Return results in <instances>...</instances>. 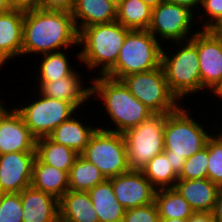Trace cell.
I'll return each instance as SVG.
<instances>
[{
	"mask_svg": "<svg viewBox=\"0 0 222 222\" xmlns=\"http://www.w3.org/2000/svg\"><path fill=\"white\" fill-rule=\"evenodd\" d=\"M78 36L70 12L38 8L25 10L21 56L78 48Z\"/></svg>",
	"mask_w": 222,
	"mask_h": 222,
	"instance_id": "1",
	"label": "cell"
},
{
	"mask_svg": "<svg viewBox=\"0 0 222 222\" xmlns=\"http://www.w3.org/2000/svg\"><path fill=\"white\" fill-rule=\"evenodd\" d=\"M93 78L90 79L92 84L91 98L94 100L97 97L101 101L106 111L104 114H107L111 119L110 125L107 124L110 126L109 128L106 124L102 128L100 124L98 128L124 133L154 115L147 106L130 93L129 88L122 80L113 79L106 75H98Z\"/></svg>",
	"mask_w": 222,
	"mask_h": 222,
	"instance_id": "2",
	"label": "cell"
},
{
	"mask_svg": "<svg viewBox=\"0 0 222 222\" xmlns=\"http://www.w3.org/2000/svg\"><path fill=\"white\" fill-rule=\"evenodd\" d=\"M183 104L176 111L165 114L164 153L177 176L180 175L186 159L204 148L213 134L212 130H217L213 127L209 128V132L203 123L192 116L189 106L185 108Z\"/></svg>",
	"mask_w": 222,
	"mask_h": 222,
	"instance_id": "3",
	"label": "cell"
},
{
	"mask_svg": "<svg viewBox=\"0 0 222 222\" xmlns=\"http://www.w3.org/2000/svg\"><path fill=\"white\" fill-rule=\"evenodd\" d=\"M130 30L117 21L83 28L79 32L77 58L88 71L105 75L118 59L126 34ZM81 47V48H80ZM100 68V69H99Z\"/></svg>",
	"mask_w": 222,
	"mask_h": 222,
	"instance_id": "4",
	"label": "cell"
},
{
	"mask_svg": "<svg viewBox=\"0 0 222 222\" xmlns=\"http://www.w3.org/2000/svg\"><path fill=\"white\" fill-rule=\"evenodd\" d=\"M174 43L178 49L174 47L173 52L163 45L161 66L170 91L181 101L202 92L199 57L197 47L190 40Z\"/></svg>",
	"mask_w": 222,
	"mask_h": 222,
	"instance_id": "5",
	"label": "cell"
},
{
	"mask_svg": "<svg viewBox=\"0 0 222 222\" xmlns=\"http://www.w3.org/2000/svg\"><path fill=\"white\" fill-rule=\"evenodd\" d=\"M162 46L148 30H130L116 64L105 75L122 80L127 75L160 67Z\"/></svg>",
	"mask_w": 222,
	"mask_h": 222,
	"instance_id": "6",
	"label": "cell"
},
{
	"mask_svg": "<svg viewBox=\"0 0 222 222\" xmlns=\"http://www.w3.org/2000/svg\"><path fill=\"white\" fill-rule=\"evenodd\" d=\"M80 155L97 166L106 179L131 170L123 133L97 128Z\"/></svg>",
	"mask_w": 222,
	"mask_h": 222,
	"instance_id": "7",
	"label": "cell"
},
{
	"mask_svg": "<svg viewBox=\"0 0 222 222\" xmlns=\"http://www.w3.org/2000/svg\"><path fill=\"white\" fill-rule=\"evenodd\" d=\"M122 81L130 93L154 114H169L182 105L170 91L162 66L127 75Z\"/></svg>",
	"mask_w": 222,
	"mask_h": 222,
	"instance_id": "8",
	"label": "cell"
},
{
	"mask_svg": "<svg viewBox=\"0 0 222 222\" xmlns=\"http://www.w3.org/2000/svg\"><path fill=\"white\" fill-rule=\"evenodd\" d=\"M165 114H154L123 133L131 170L141 171L147 163L164 152Z\"/></svg>",
	"mask_w": 222,
	"mask_h": 222,
	"instance_id": "9",
	"label": "cell"
},
{
	"mask_svg": "<svg viewBox=\"0 0 222 222\" xmlns=\"http://www.w3.org/2000/svg\"><path fill=\"white\" fill-rule=\"evenodd\" d=\"M34 94L33 100L26 104H16V110L22 116L25 125L36 138L48 137L61 123L78 114L79 110L72 104L63 100ZM77 112V113H76Z\"/></svg>",
	"mask_w": 222,
	"mask_h": 222,
	"instance_id": "10",
	"label": "cell"
},
{
	"mask_svg": "<svg viewBox=\"0 0 222 222\" xmlns=\"http://www.w3.org/2000/svg\"><path fill=\"white\" fill-rule=\"evenodd\" d=\"M194 14L187 7L164 1L152 9L151 22L147 30L162 44L167 41H187L199 31L197 27H192L197 24Z\"/></svg>",
	"mask_w": 222,
	"mask_h": 222,
	"instance_id": "11",
	"label": "cell"
},
{
	"mask_svg": "<svg viewBox=\"0 0 222 222\" xmlns=\"http://www.w3.org/2000/svg\"><path fill=\"white\" fill-rule=\"evenodd\" d=\"M189 40L197 47L202 90L211 93L222 82V39L199 30Z\"/></svg>",
	"mask_w": 222,
	"mask_h": 222,
	"instance_id": "12",
	"label": "cell"
},
{
	"mask_svg": "<svg viewBox=\"0 0 222 222\" xmlns=\"http://www.w3.org/2000/svg\"><path fill=\"white\" fill-rule=\"evenodd\" d=\"M7 105L0 109V155L10 152H36V138L20 113Z\"/></svg>",
	"mask_w": 222,
	"mask_h": 222,
	"instance_id": "13",
	"label": "cell"
},
{
	"mask_svg": "<svg viewBox=\"0 0 222 222\" xmlns=\"http://www.w3.org/2000/svg\"><path fill=\"white\" fill-rule=\"evenodd\" d=\"M110 180L116 199L126 210L154 203L157 189L142 171L130 170Z\"/></svg>",
	"mask_w": 222,
	"mask_h": 222,
	"instance_id": "14",
	"label": "cell"
},
{
	"mask_svg": "<svg viewBox=\"0 0 222 222\" xmlns=\"http://www.w3.org/2000/svg\"><path fill=\"white\" fill-rule=\"evenodd\" d=\"M36 152L0 155V193H20L31 186Z\"/></svg>",
	"mask_w": 222,
	"mask_h": 222,
	"instance_id": "15",
	"label": "cell"
},
{
	"mask_svg": "<svg viewBox=\"0 0 222 222\" xmlns=\"http://www.w3.org/2000/svg\"><path fill=\"white\" fill-rule=\"evenodd\" d=\"M79 71L75 70L70 76L54 81H36V89L40 94L63 100L74 105L78 110L91 99V86L84 87L85 82L81 78Z\"/></svg>",
	"mask_w": 222,
	"mask_h": 222,
	"instance_id": "16",
	"label": "cell"
},
{
	"mask_svg": "<svg viewBox=\"0 0 222 222\" xmlns=\"http://www.w3.org/2000/svg\"><path fill=\"white\" fill-rule=\"evenodd\" d=\"M24 10L11 8L0 13V68L21 57Z\"/></svg>",
	"mask_w": 222,
	"mask_h": 222,
	"instance_id": "17",
	"label": "cell"
},
{
	"mask_svg": "<svg viewBox=\"0 0 222 222\" xmlns=\"http://www.w3.org/2000/svg\"><path fill=\"white\" fill-rule=\"evenodd\" d=\"M23 222H59V200L29 186L20 192Z\"/></svg>",
	"mask_w": 222,
	"mask_h": 222,
	"instance_id": "18",
	"label": "cell"
},
{
	"mask_svg": "<svg viewBox=\"0 0 222 222\" xmlns=\"http://www.w3.org/2000/svg\"><path fill=\"white\" fill-rule=\"evenodd\" d=\"M71 15L79 33L86 27L116 21L117 6L111 0H75Z\"/></svg>",
	"mask_w": 222,
	"mask_h": 222,
	"instance_id": "19",
	"label": "cell"
},
{
	"mask_svg": "<svg viewBox=\"0 0 222 222\" xmlns=\"http://www.w3.org/2000/svg\"><path fill=\"white\" fill-rule=\"evenodd\" d=\"M174 188L195 212L212 213L219 186L210 179H178Z\"/></svg>",
	"mask_w": 222,
	"mask_h": 222,
	"instance_id": "20",
	"label": "cell"
},
{
	"mask_svg": "<svg viewBox=\"0 0 222 222\" xmlns=\"http://www.w3.org/2000/svg\"><path fill=\"white\" fill-rule=\"evenodd\" d=\"M81 121L76 115H73L56 127L48 137L58 144L68 146L80 155L88 144L91 135L99 127L97 124L95 127V125Z\"/></svg>",
	"mask_w": 222,
	"mask_h": 222,
	"instance_id": "21",
	"label": "cell"
},
{
	"mask_svg": "<svg viewBox=\"0 0 222 222\" xmlns=\"http://www.w3.org/2000/svg\"><path fill=\"white\" fill-rule=\"evenodd\" d=\"M60 222H100L88 192L67 191L59 199Z\"/></svg>",
	"mask_w": 222,
	"mask_h": 222,
	"instance_id": "22",
	"label": "cell"
},
{
	"mask_svg": "<svg viewBox=\"0 0 222 222\" xmlns=\"http://www.w3.org/2000/svg\"><path fill=\"white\" fill-rule=\"evenodd\" d=\"M31 186L58 200L69 190L68 172L43 163L37 156L33 163Z\"/></svg>",
	"mask_w": 222,
	"mask_h": 222,
	"instance_id": "23",
	"label": "cell"
},
{
	"mask_svg": "<svg viewBox=\"0 0 222 222\" xmlns=\"http://www.w3.org/2000/svg\"><path fill=\"white\" fill-rule=\"evenodd\" d=\"M100 222H122L126 209L116 199L110 179L88 191Z\"/></svg>",
	"mask_w": 222,
	"mask_h": 222,
	"instance_id": "24",
	"label": "cell"
},
{
	"mask_svg": "<svg viewBox=\"0 0 222 222\" xmlns=\"http://www.w3.org/2000/svg\"><path fill=\"white\" fill-rule=\"evenodd\" d=\"M36 156L45 164L69 173L79 154L49 137L36 140Z\"/></svg>",
	"mask_w": 222,
	"mask_h": 222,
	"instance_id": "25",
	"label": "cell"
},
{
	"mask_svg": "<svg viewBox=\"0 0 222 222\" xmlns=\"http://www.w3.org/2000/svg\"><path fill=\"white\" fill-rule=\"evenodd\" d=\"M154 202L160 219L187 220L195 213L175 188L157 189Z\"/></svg>",
	"mask_w": 222,
	"mask_h": 222,
	"instance_id": "26",
	"label": "cell"
},
{
	"mask_svg": "<svg viewBox=\"0 0 222 222\" xmlns=\"http://www.w3.org/2000/svg\"><path fill=\"white\" fill-rule=\"evenodd\" d=\"M151 16L152 8L142 0H123L117 6L116 21L129 30H147Z\"/></svg>",
	"mask_w": 222,
	"mask_h": 222,
	"instance_id": "27",
	"label": "cell"
},
{
	"mask_svg": "<svg viewBox=\"0 0 222 222\" xmlns=\"http://www.w3.org/2000/svg\"><path fill=\"white\" fill-rule=\"evenodd\" d=\"M69 191L88 192L106 180L97 166L79 155L68 173Z\"/></svg>",
	"mask_w": 222,
	"mask_h": 222,
	"instance_id": "28",
	"label": "cell"
},
{
	"mask_svg": "<svg viewBox=\"0 0 222 222\" xmlns=\"http://www.w3.org/2000/svg\"><path fill=\"white\" fill-rule=\"evenodd\" d=\"M68 50L65 49L58 52H52L40 55L41 59L39 68L37 69V76L35 81H54L63 77L70 76L76 69L73 68L70 58L68 55ZM72 66V67H71Z\"/></svg>",
	"mask_w": 222,
	"mask_h": 222,
	"instance_id": "29",
	"label": "cell"
},
{
	"mask_svg": "<svg viewBox=\"0 0 222 222\" xmlns=\"http://www.w3.org/2000/svg\"><path fill=\"white\" fill-rule=\"evenodd\" d=\"M141 171L156 189L174 188L178 180L164 152L155 155Z\"/></svg>",
	"mask_w": 222,
	"mask_h": 222,
	"instance_id": "30",
	"label": "cell"
},
{
	"mask_svg": "<svg viewBox=\"0 0 222 222\" xmlns=\"http://www.w3.org/2000/svg\"><path fill=\"white\" fill-rule=\"evenodd\" d=\"M218 133V134H217ZM208 179L219 187L222 186V128L208 138Z\"/></svg>",
	"mask_w": 222,
	"mask_h": 222,
	"instance_id": "31",
	"label": "cell"
},
{
	"mask_svg": "<svg viewBox=\"0 0 222 222\" xmlns=\"http://www.w3.org/2000/svg\"><path fill=\"white\" fill-rule=\"evenodd\" d=\"M208 147L186 159L178 179L196 180L208 178Z\"/></svg>",
	"mask_w": 222,
	"mask_h": 222,
	"instance_id": "32",
	"label": "cell"
},
{
	"mask_svg": "<svg viewBox=\"0 0 222 222\" xmlns=\"http://www.w3.org/2000/svg\"><path fill=\"white\" fill-rule=\"evenodd\" d=\"M20 193H0V222H23Z\"/></svg>",
	"mask_w": 222,
	"mask_h": 222,
	"instance_id": "33",
	"label": "cell"
},
{
	"mask_svg": "<svg viewBox=\"0 0 222 222\" xmlns=\"http://www.w3.org/2000/svg\"><path fill=\"white\" fill-rule=\"evenodd\" d=\"M200 7V10H202H199L200 14L198 17L197 14H195V17L199 18V20L196 21L200 26V30H208L218 19L222 17V0H201Z\"/></svg>",
	"mask_w": 222,
	"mask_h": 222,
	"instance_id": "34",
	"label": "cell"
},
{
	"mask_svg": "<svg viewBox=\"0 0 222 222\" xmlns=\"http://www.w3.org/2000/svg\"><path fill=\"white\" fill-rule=\"evenodd\" d=\"M157 206L154 203L130 208L125 211L122 222H159Z\"/></svg>",
	"mask_w": 222,
	"mask_h": 222,
	"instance_id": "35",
	"label": "cell"
},
{
	"mask_svg": "<svg viewBox=\"0 0 222 222\" xmlns=\"http://www.w3.org/2000/svg\"><path fill=\"white\" fill-rule=\"evenodd\" d=\"M75 0H38V9L72 12Z\"/></svg>",
	"mask_w": 222,
	"mask_h": 222,
	"instance_id": "36",
	"label": "cell"
},
{
	"mask_svg": "<svg viewBox=\"0 0 222 222\" xmlns=\"http://www.w3.org/2000/svg\"><path fill=\"white\" fill-rule=\"evenodd\" d=\"M12 8L29 10L38 8V0H9Z\"/></svg>",
	"mask_w": 222,
	"mask_h": 222,
	"instance_id": "37",
	"label": "cell"
},
{
	"mask_svg": "<svg viewBox=\"0 0 222 222\" xmlns=\"http://www.w3.org/2000/svg\"><path fill=\"white\" fill-rule=\"evenodd\" d=\"M212 215L215 222H222V186L219 187Z\"/></svg>",
	"mask_w": 222,
	"mask_h": 222,
	"instance_id": "38",
	"label": "cell"
},
{
	"mask_svg": "<svg viewBox=\"0 0 222 222\" xmlns=\"http://www.w3.org/2000/svg\"><path fill=\"white\" fill-rule=\"evenodd\" d=\"M187 222H215L212 213L209 212H195Z\"/></svg>",
	"mask_w": 222,
	"mask_h": 222,
	"instance_id": "39",
	"label": "cell"
},
{
	"mask_svg": "<svg viewBox=\"0 0 222 222\" xmlns=\"http://www.w3.org/2000/svg\"><path fill=\"white\" fill-rule=\"evenodd\" d=\"M165 1L187 7L194 13L200 8V3H201V0H165Z\"/></svg>",
	"mask_w": 222,
	"mask_h": 222,
	"instance_id": "40",
	"label": "cell"
},
{
	"mask_svg": "<svg viewBox=\"0 0 222 222\" xmlns=\"http://www.w3.org/2000/svg\"><path fill=\"white\" fill-rule=\"evenodd\" d=\"M208 30L216 37L222 39V17L218 19Z\"/></svg>",
	"mask_w": 222,
	"mask_h": 222,
	"instance_id": "41",
	"label": "cell"
},
{
	"mask_svg": "<svg viewBox=\"0 0 222 222\" xmlns=\"http://www.w3.org/2000/svg\"><path fill=\"white\" fill-rule=\"evenodd\" d=\"M11 8L9 0H0V13L9 11Z\"/></svg>",
	"mask_w": 222,
	"mask_h": 222,
	"instance_id": "42",
	"label": "cell"
},
{
	"mask_svg": "<svg viewBox=\"0 0 222 222\" xmlns=\"http://www.w3.org/2000/svg\"><path fill=\"white\" fill-rule=\"evenodd\" d=\"M212 94L215 95V98H219L220 101L222 100V82L212 90L211 95Z\"/></svg>",
	"mask_w": 222,
	"mask_h": 222,
	"instance_id": "43",
	"label": "cell"
},
{
	"mask_svg": "<svg viewBox=\"0 0 222 222\" xmlns=\"http://www.w3.org/2000/svg\"><path fill=\"white\" fill-rule=\"evenodd\" d=\"M145 4H147L150 8H155L165 0H142Z\"/></svg>",
	"mask_w": 222,
	"mask_h": 222,
	"instance_id": "44",
	"label": "cell"
},
{
	"mask_svg": "<svg viewBox=\"0 0 222 222\" xmlns=\"http://www.w3.org/2000/svg\"><path fill=\"white\" fill-rule=\"evenodd\" d=\"M159 222H187V220L182 219H160Z\"/></svg>",
	"mask_w": 222,
	"mask_h": 222,
	"instance_id": "45",
	"label": "cell"
},
{
	"mask_svg": "<svg viewBox=\"0 0 222 222\" xmlns=\"http://www.w3.org/2000/svg\"><path fill=\"white\" fill-rule=\"evenodd\" d=\"M116 6H118L123 0H111Z\"/></svg>",
	"mask_w": 222,
	"mask_h": 222,
	"instance_id": "46",
	"label": "cell"
},
{
	"mask_svg": "<svg viewBox=\"0 0 222 222\" xmlns=\"http://www.w3.org/2000/svg\"><path fill=\"white\" fill-rule=\"evenodd\" d=\"M2 103V104H1ZM2 106H3V102H2V100H1V98H0V109L2 108Z\"/></svg>",
	"mask_w": 222,
	"mask_h": 222,
	"instance_id": "47",
	"label": "cell"
}]
</instances>
